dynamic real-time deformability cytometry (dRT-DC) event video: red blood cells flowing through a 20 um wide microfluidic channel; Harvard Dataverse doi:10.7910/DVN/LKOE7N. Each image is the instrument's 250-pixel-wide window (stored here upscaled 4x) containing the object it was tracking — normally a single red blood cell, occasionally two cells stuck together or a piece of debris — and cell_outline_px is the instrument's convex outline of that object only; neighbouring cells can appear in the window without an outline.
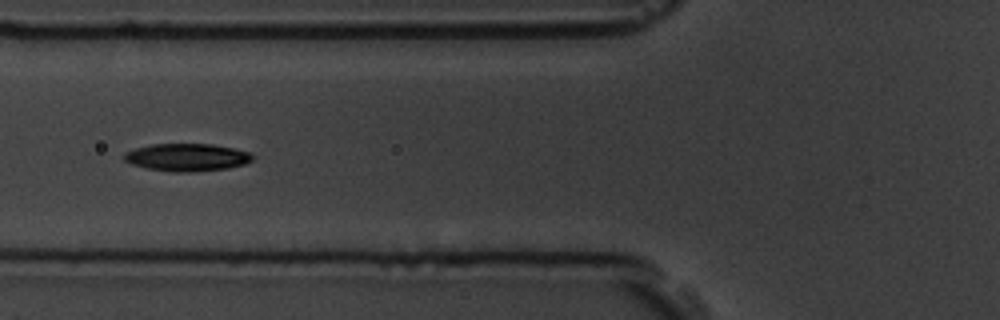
{"species": "common noctule bat (a hibernating species)", "species_latin": "Nyctalus noctula", "temperature_condition": "room temperature", "stored_images_in_passage": 9, "camera_frame_rate_fps": 3000, "um_per_image_px": 0.085, "animal": {"sex": "male", "body_mass_g": 19.5, "forearm_length_mm": 54.6}, "frame": {"image": 1, "passage_image": 6, "time_ms": 6.667, "image_size_px": [1000, 320], "cell_outline_px": [[252, 160], [244, 164], [228, 168], [192, 172], [172, 172], [144, 168], [132, 164], [124, 160], [124, 152], [136, 148], [152, 144], [212, 144], [252, 152]], "centroid_in_image_um": [15.88, 13.37], "position_along_channel_um": 109.9, "area_um2": 20.69}}
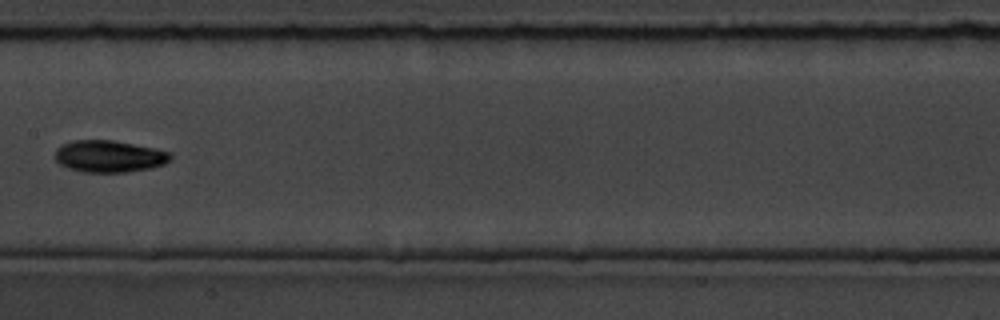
{"frame": {"image": 2, "passage_image": 8, "time_ms": 9.0, "image_size_px": [1000, 320], "cell_outline_px": [[172, 160], [164, 164], [152, 168], [124, 172], [84, 172], [68, 168], [60, 164], [56, 160], [56, 148], [72, 140], [112, 140], [172, 152]], "centroid_in_image_um": [9.3, 13.29], "position_along_channel_um": 198.1, "area_um2": 21.39}}
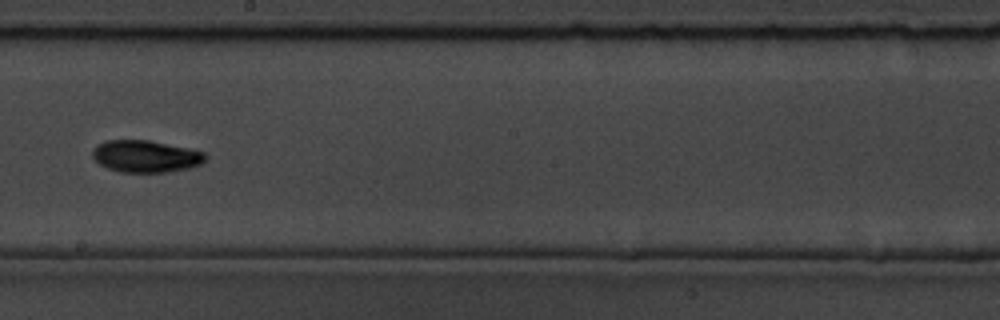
{"frame": {"image": 3, "passage_image": 9, "time_ms": 10.0, "image_size_px": [1000, 320], "cell_outline_px": [[208, 156], [200, 164], [188, 168], [168, 172], [120, 172], [108, 168], [100, 164], [92, 156], [92, 148], [108, 140], [148, 140], [188, 148], [204, 152]], "centroid_in_image_um": [12.38, 13.29], "position_along_channel_um": 235.8, "area_um2": 20.92}}